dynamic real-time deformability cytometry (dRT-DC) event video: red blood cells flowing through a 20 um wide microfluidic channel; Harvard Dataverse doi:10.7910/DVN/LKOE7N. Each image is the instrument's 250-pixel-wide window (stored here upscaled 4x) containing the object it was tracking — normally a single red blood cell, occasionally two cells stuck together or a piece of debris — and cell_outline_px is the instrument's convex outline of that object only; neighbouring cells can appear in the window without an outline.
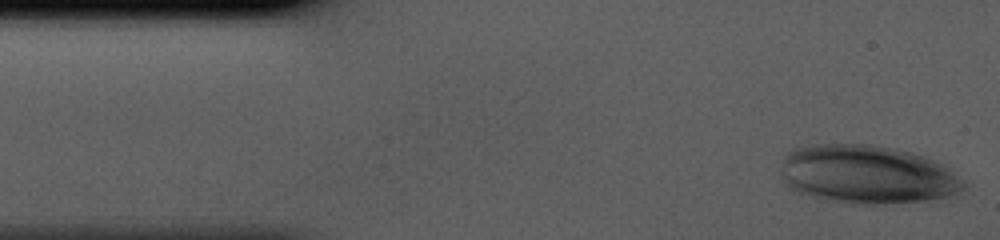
{"species": "human", "species_latin": "Homo sapiens", "temperature_condition": "cold", "stored_images_in_passage": 36, "camera_frame_rate_fps": 3000, "um_per_image_px": 0.085, "donor": {"sex": "male"}, "frame": {"image": 1, "passage_image": 1, "time_ms": 0.0, "image_size_px": [1000, 240], "cell_outline_px": [[964, 188], [948, 196], [924, 200], [876, 204], [848, 204], [812, 196], [796, 192], [780, 180], [780, 172], [784, 156], [788, 152], [796, 148], [816, 144], [876, 144], [896, 148], [932, 160], [940, 164], [964, 184]], "centroid_in_image_um": [73.58, 14.82], "position_along_channel_um": 11.4, "area_um2": 61.73}}
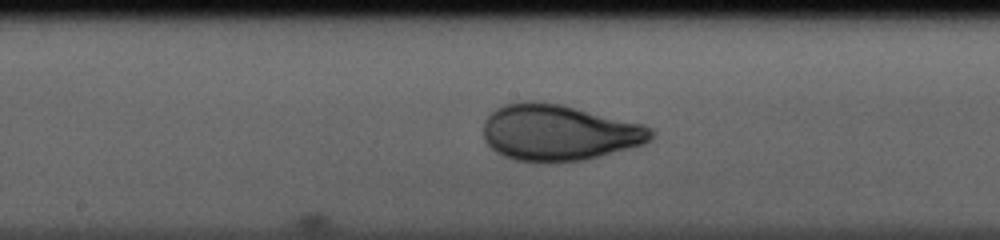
{"frame": {"image": 2, "passage_image": 20, "time_ms": 6.333, "image_size_px": [1000, 240], "cell_outline_px": [[652, 136], [644, 144], [600, 156], [584, 160], [516, 160], [504, 156], [496, 152], [484, 140], [484, 120], [496, 108], [504, 104], [524, 100], [532, 100], [560, 104], [644, 124], [652, 128]], "centroid_in_image_um": [47.49, 11.24], "position_along_channel_um": 200.7, "area_um2": 54.27}}
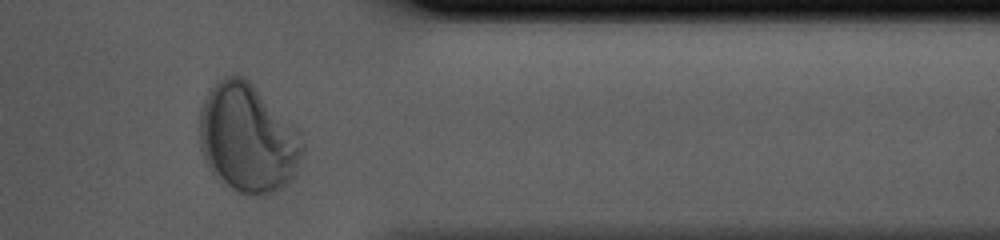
{"frame": {"image": 3, "passage_image": 34, "time_ms": 11.0, "image_size_px": [1000, 240], "cell_outline_px": [[304, 148], [292, 176], [276, 192], [260, 196], [252, 196], [240, 192], [216, 180], [208, 168], [200, 152], [200, 108], [208, 88], [216, 80], [232, 72], [240, 72], [256, 88], [296, 132], [304, 144]], "centroid_in_image_um": [20.94, 11.74], "position_along_channel_um": 390.5, "area_um2": 64.97}}